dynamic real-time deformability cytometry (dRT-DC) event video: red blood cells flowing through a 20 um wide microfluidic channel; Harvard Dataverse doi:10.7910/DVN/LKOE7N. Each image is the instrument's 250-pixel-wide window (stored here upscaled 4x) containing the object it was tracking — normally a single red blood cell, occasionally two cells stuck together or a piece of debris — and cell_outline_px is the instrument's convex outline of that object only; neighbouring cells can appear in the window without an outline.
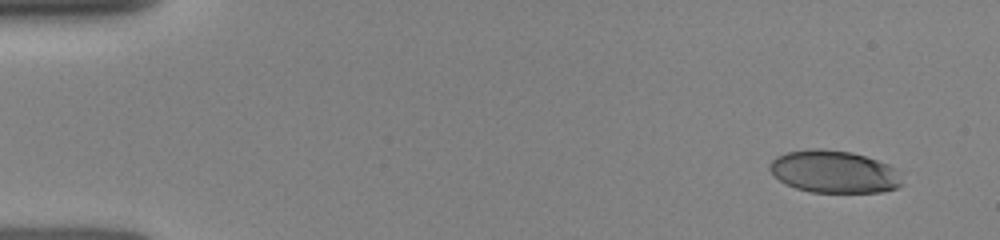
{"species": "human", "species_latin": "Homo sapiens", "temperature_condition": "room temperature", "stored_images_in_passage": 23, "camera_frame_rate_fps": 3000, "um_per_image_px": 0.085, "donor": {"sex": "female"}, "frame": {"image": 1, "passage_image": 1, "time_ms": 0.0, "image_size_px": [1000, 240], "cell_outline_px": [[904, 184], [896, 188], [880, 192], [812, 192], [796, 188], [784, 184], [768, 168], [768, 164], [776, 156], [788, 152], [812, 148], [820, 148], [852, 152], [888, 164], [896, 168]], "centroid_in_image_um": [70.89, 14.59], "position_along_channel_um": 14.1, "area_um2": 32.77}}
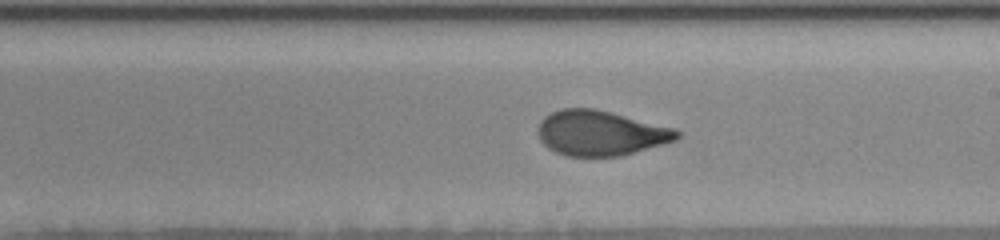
{"frame": {"image": 2, "passage_image": 13, "time_ms": 8.333, "image_size_px": [1000, 240], "cell_outline_px": [[680, 136], [676, 140], [664, 144], [620, 156], [564, 156], [548, 148], [540, 140], [536, 132], [540, 120], [544, 116], [560, 108], [592, 108], [676, 128], [680, 132]], "centroid_in_image_um": [51.02, 11.31], "position_along_channel_um": 238.0, "area_um2": 36.59}}
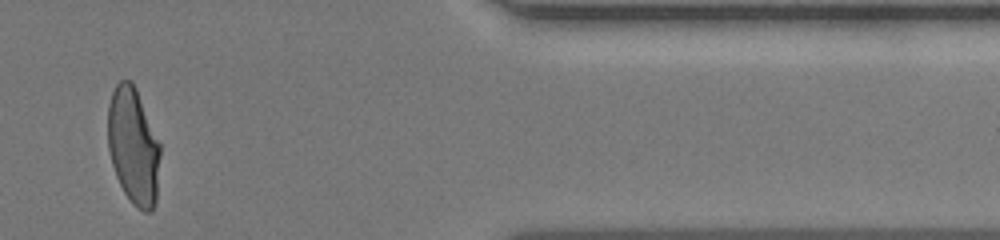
{"frame": {"image": 3, "passage_image": 22, "time_ms": 13.0, "image_size_px": [1000, 240], "cell_outline_px": [[160, 156], [156, 204], [152, 212], [144, 212], [136, 208], [132, 204], [124, 192], [116, 176], [112, 164], [108, 148], [108, 104], [112, 92], [116, 84], [120, 80], [132, 80], [136, 88], [160, 144]], "centroid_in_image_um": [11.34, 12.45], "position_along_channel_um": 400.1, "area_um2": 35.84}}